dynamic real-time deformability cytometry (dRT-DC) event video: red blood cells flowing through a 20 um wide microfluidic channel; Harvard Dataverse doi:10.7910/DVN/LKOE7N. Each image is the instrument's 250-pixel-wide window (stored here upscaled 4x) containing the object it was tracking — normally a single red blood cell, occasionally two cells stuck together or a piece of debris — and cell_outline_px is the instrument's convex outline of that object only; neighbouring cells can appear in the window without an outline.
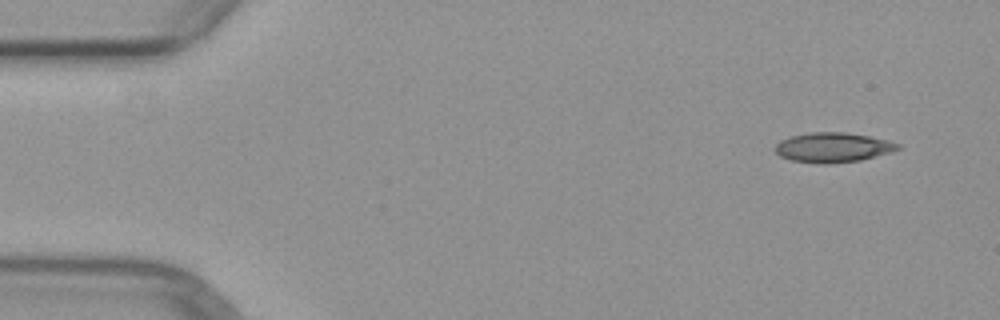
{"species": "common noctule bat (a hibernating species)", "species_latin": "Nyctalus noctula", "temperature_condition": "warm", "stored_images_in_passage": 3, "camera_frame_rate_fps": 3000, "um_per_image_px": 0.085, "animal": {"sex": "female", "body_mass_g": 29.2, "forearm_length_mm": 56.3}, "frame": {"image": 1, "passage_image": 1, "time_ms": 0.0, "image_size_px": [1000, 320], "cell_outline_px": [[900, 148], [888, 152], [860, 160], [828, 164], [820, 164], [792, 160], [780, 156], [776, 152], [776, 144], [780, 140], [792, 136], [812, 132], [844, 132], [868, 136], [888, 140], [900, 144]], "centroid_in_image_um": [70.78, 12.53], "position_along_channel_um": 14.2, "area_um2": 20.98}}
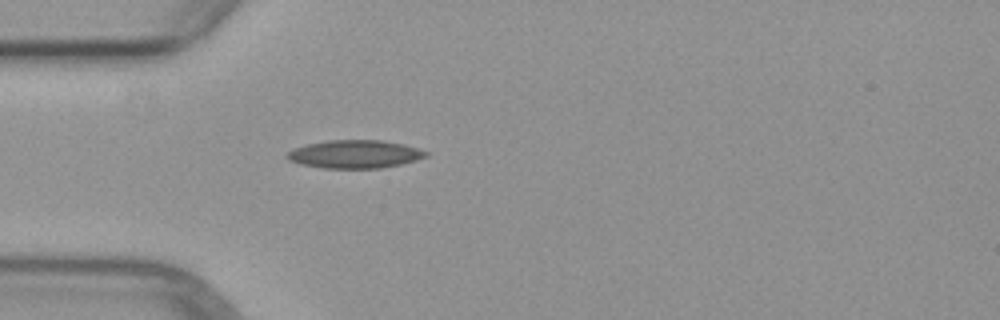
{"frame": {"image": 2, "passage_image": 3, "time_ms": 3.667, "image_size_px": [1000, 320], "cell_outline_px": [[428, 156], [400, 164], [380, 168], [324, 168], [304, 164], [288, 160], [284, 156], [292, 148], [308, 144], [328, 140], [380, 140], [400, 144], [416, 148], [428, 152]], "centroid_in_image_um": [30.11, 13.1], "position_along_channel_um": 54.9, "area_um2": 22.43}}